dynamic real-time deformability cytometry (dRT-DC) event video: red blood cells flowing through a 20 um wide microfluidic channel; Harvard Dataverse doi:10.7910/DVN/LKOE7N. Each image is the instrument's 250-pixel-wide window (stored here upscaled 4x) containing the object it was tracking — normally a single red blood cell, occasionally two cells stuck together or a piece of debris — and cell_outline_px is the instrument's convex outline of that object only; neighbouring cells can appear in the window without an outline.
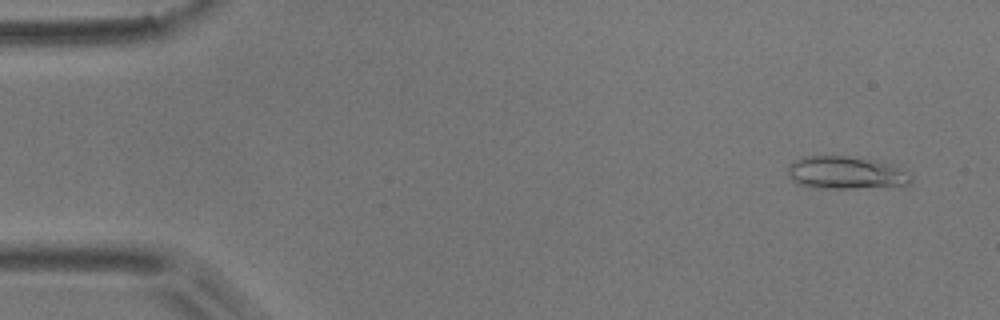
{"species": "common noctule bat (a hibernating species)", "species_latin": "Nyctalus noctula", "temperature_condition": "room temperature", "stored_images_in_passage": 6, "camera_frame_rate_fps": 3000, "um_per_image_px": 0.085, "animal": {"sex": "male", "body_mass_g": 17.9}, "frame": {"image": 1, "passage_image": 1, "time_ms": 0.0, "image_size_px": [1000, 320], "cell_outline_px": [[912, 180], [908, 184], [852, 188], [820, 188], [800, 184], [788, 172], [788, 164], [804, 156], [848, 156], [900, 164], [912, 176]], "centroid_in_image_um": [71.99, 14.65], "position_along_channel_um": 13.0, "area_um2": 23.35}}
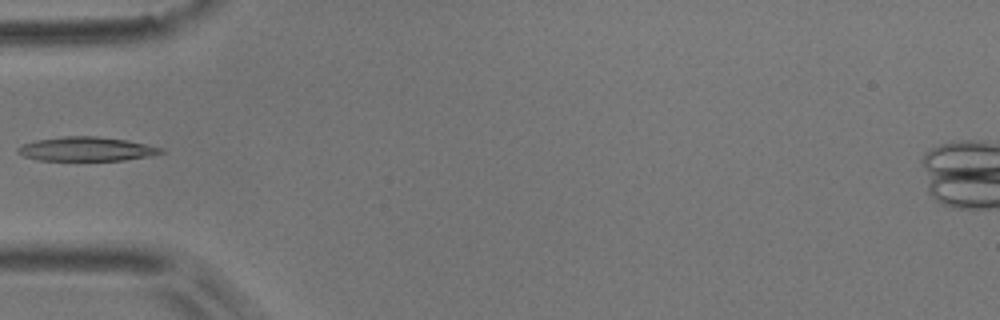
{"frame": {"image": 2, "passage_image": 5, "time_ms": 1.333, "image_size_px": [1000, 320], "cell_outline_px": [[164, 152], [152, 156], [124, 160], [40, 160], [24, 156], [16, 152], [16, 148], [20, 144], [36, 140], [64, 136], [100, 136], [128, 140], [164, 148]], "centroid_in_image_um": [7.36, 12.66], "position_along_channel_um": 77.6, "area_um2": 20.29}}
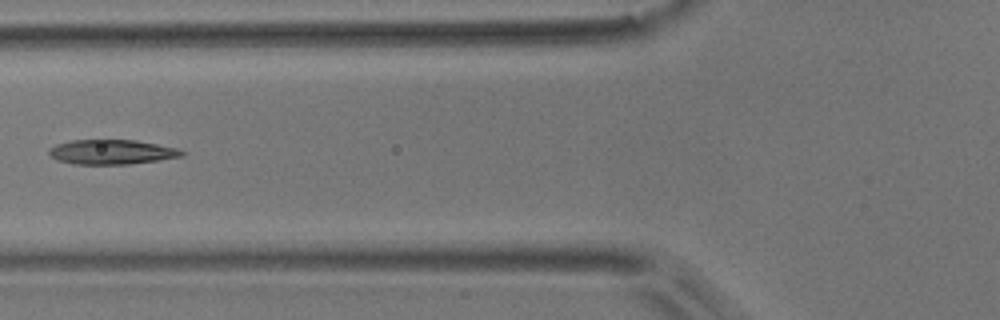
{"frame": {"image": 3, "passage_image": 6, "time_ms": 1.667, "image_size_px": [1000, 320], "cell_outline_px": [[184, 156], [160, 160], [128, 164], [72, 164], [56, 160], [48, 152], [48, 148], [56, 144], [72, 140], [136, 140], [180, 148], [184, 152]], "centroid_in_image_um": [9.51, 12.92], "position_along_channel_um": 116.3, "area_um2": 19.25}}